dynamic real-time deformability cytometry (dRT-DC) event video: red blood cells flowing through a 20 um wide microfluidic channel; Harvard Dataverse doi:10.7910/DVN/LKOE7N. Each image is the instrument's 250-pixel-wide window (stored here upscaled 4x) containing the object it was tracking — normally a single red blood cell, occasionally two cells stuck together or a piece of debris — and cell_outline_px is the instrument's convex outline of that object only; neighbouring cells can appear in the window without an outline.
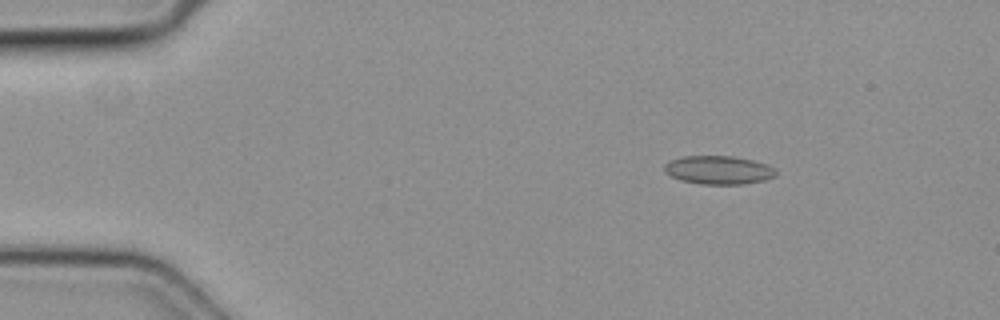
{"species": "common noctule bat (a hibernating species)", "species_latin": "Nyctalus noctula", "temperature_condition": "cold", "stored_images_in_passage": 3, "camera_frame_rate_fps": 3000, "um_per_image_px": 0.085, "animal": {"sex": "female", "body_mass_g": 19.3, "forearm_length_mm": 54.1}, "frame": {"image": 1, "passage_image": 1, "time_ms": 0.0, "image_size_px": [1000, 320], "cell_outline_px": [[776, 176], [764, 180], [744, 184], [704, 184], [680, 180], [664, 172], [664, 164], [668, 160], [684, 156], [732, 156], [752, 160], [768, 164], [776, 172]], "centroid_in_image_um": [61.05, 14.44], "position_along_channel_um": 23.9, "area_um2": 18.5}}